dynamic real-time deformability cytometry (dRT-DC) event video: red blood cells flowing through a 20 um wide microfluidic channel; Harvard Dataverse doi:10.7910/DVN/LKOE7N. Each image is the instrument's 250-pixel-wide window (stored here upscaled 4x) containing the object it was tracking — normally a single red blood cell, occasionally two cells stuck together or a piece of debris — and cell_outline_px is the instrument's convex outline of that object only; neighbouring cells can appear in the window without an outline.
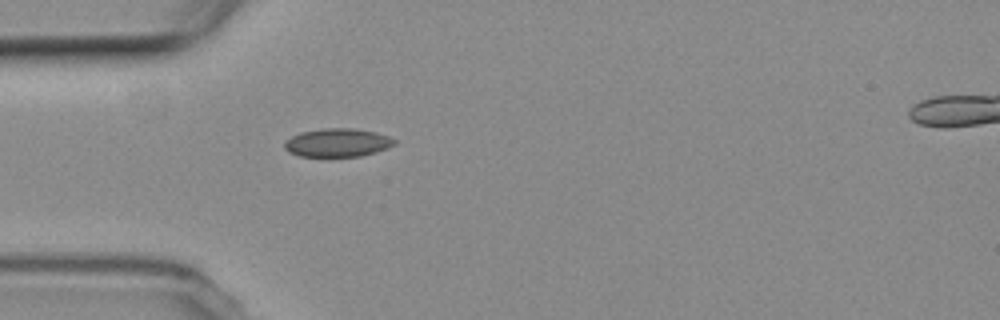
{"species": "common noctule bat (a hibernating species)", "species_latin": "Nyctalus noctula", "temperature_condition": "room temperature", "stored_images_in_passage": 1, "camera_frame_rate_fps": 3000, "um_per_image_px": 0.085, "animal": {"sex": "female", "body_mass_g": 19.3, "forearm_length_mm": 54.1}, "frame": {"image": 1, "passage_image": 1, "time_ms": 0.0, "image_size_px": [1000, 320], "cell_outline_px": [[396, 144], [388, 148], [376, 152], [360, 156], [300, 156], [288, 152], [284, 148], [284, 140], [300, 132], [324, 128], [356, 128], [376, 132], [388, 136], [396, 140]], "centroid_in_image_um": [28.69, 12.12], "position_along_channel_um": 56.3, "area_um2": 18.32}}